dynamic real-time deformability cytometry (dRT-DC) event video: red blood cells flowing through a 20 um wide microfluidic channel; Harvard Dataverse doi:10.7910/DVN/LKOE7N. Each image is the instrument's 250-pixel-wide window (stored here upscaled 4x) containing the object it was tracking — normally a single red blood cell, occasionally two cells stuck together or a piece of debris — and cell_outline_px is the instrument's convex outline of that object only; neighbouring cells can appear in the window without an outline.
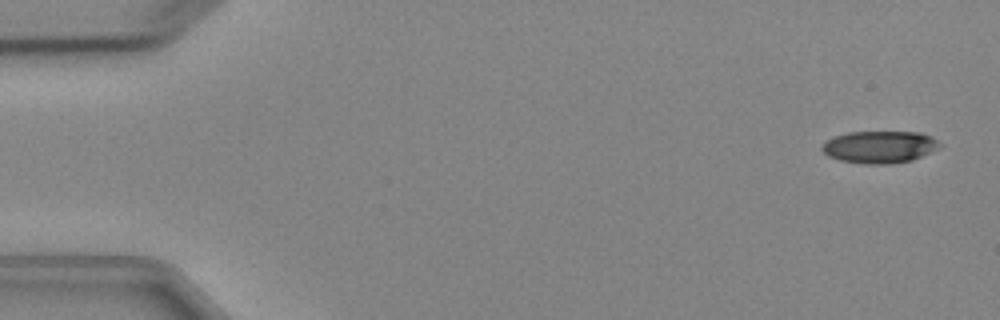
{"species": "Egyptian fruit bat (a non-hibernating species)", "species_latin": "Rousettus aegyptiacus", "temperature_condition": "cold", "stored_images_in_passage": 4, "camera_frame_rate_fps": 3000, "um_per_image_px": 0.085, "animal": {"sex": "female"}, "frame": {"image": 1, "passage_image": 1, "time_ms": 0.0, "image_size_px": [1000, 320], "cell_outline_px": [[944, 144], [912, 160], [888, 164], [864, 164], [840, 160], [828, 156], [820, 148], [828, 140], [836, 136], [848, 132], [920, 132], [932, 136]], "centroid_in_image_um": [74.78, 12.48], "position_along_channel_um": 10.2, "area_um2": 21.91}}
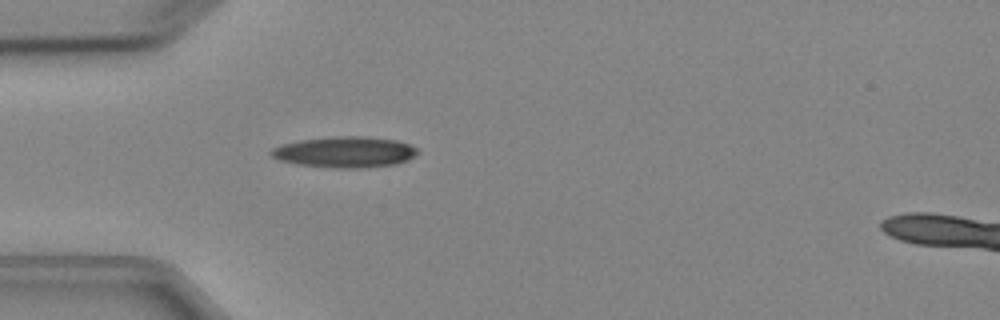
{"frame": {"image": 2, "passage_image": 4, "time_ms": 4.333, "image_size_px": [1000, 320], "cell_outline_px": [[420, 152], [416, 156], [408, 160], [396, 164], [364, 168], [332, 168], [296, 164], [280, 160], [272, 156], [268, 152], [272, 148], [284, 144], [300, 140], [336, 136], [360, 136], [396, 140], [420, 148]], "centroid_in_image_um": [29.36, 12.93], "position_along_channel_um": 55.6, "area_um2": 26.59}}